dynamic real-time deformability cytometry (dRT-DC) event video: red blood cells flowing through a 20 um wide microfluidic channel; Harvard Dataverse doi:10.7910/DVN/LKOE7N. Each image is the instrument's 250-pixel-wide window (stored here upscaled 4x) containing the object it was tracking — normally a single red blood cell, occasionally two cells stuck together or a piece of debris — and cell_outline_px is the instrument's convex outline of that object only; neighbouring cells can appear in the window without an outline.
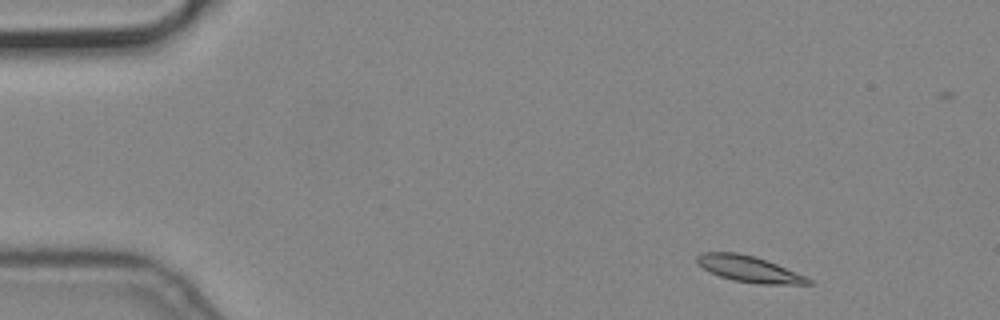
{"species": "common noctule bat (a hibernating species)", "species_latin": "Nyctalus noctula", "temperature_condition": "cold", "stored_images_in_passage": 5, "camera_frame_rate_fps": 3000, "um_per_image_px": 0.085, "animal": {"sex": "male", "body_mass_g": 19.2, "forearm_length_mm": 51.8}, "frame": {"image": 1, "passage_image": 1, "time_ms": 0.0, "image_size_px": [1000, 320], "cell_outline_px": [[812, 284], [760, 284], [732, 280], [720, 276], [704, 268], [696, 260], [696, 256], [700, 252], [736, 252], [756, 256], [776, 264], [804, 276], [812, 280]], "centroid_in_image_um": [63.65, 22.85], "position_along_channel_um": 21.4, "area_um2": 16.7}}
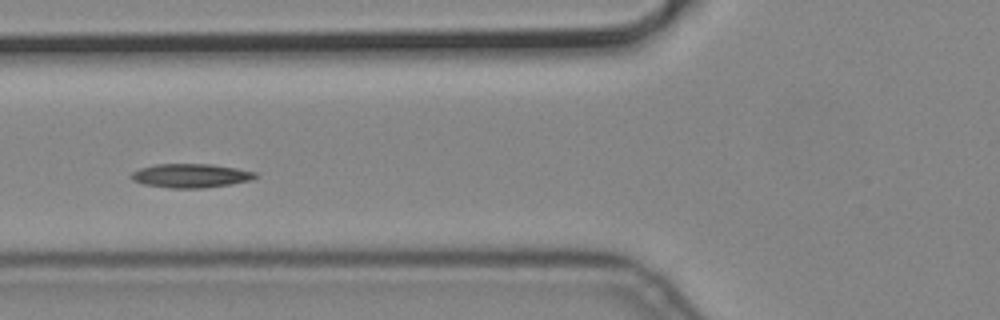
{"frame": {"image": 2, "passage_image": 4, "time_ms": 1.0, "image_size_px": [1000, 320], "cell_outline_px": [[260, 176], [252, 180], [232, 184], [204, 188], [172, 188], [144, 184], [132, 180], [128, 176], [132, 172], [140, 168], [156, 164], [212, 164], [236, 168], [256, 172]], "centroid_in_image_um": [16.24, 14.93], "position_along_channel_um": 109.6, "area_um2": 17.46}}
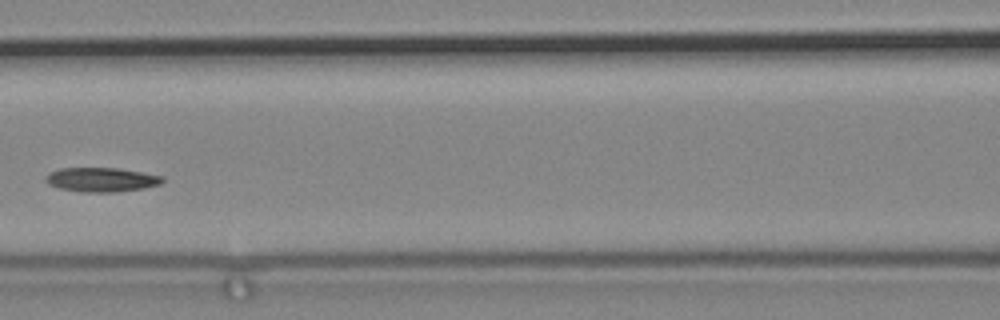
{"frame": {"image": 3, "passage_image": 5, "time_ms": 1.333, "image_size_px": [1000, 320], "cell_outline_px": [[164, 180], [160, 184], [144, 188], [116, 192], [80, 192], [60, 188], [48, 184], [44, 180], [44, 176], [48, 172], [60, 168], [116, 168], [164, 176]], "centroid_in_image_um": [8.58, 15.27], "position_along_channel_um": 158.0, "area_um2": 16.59}}